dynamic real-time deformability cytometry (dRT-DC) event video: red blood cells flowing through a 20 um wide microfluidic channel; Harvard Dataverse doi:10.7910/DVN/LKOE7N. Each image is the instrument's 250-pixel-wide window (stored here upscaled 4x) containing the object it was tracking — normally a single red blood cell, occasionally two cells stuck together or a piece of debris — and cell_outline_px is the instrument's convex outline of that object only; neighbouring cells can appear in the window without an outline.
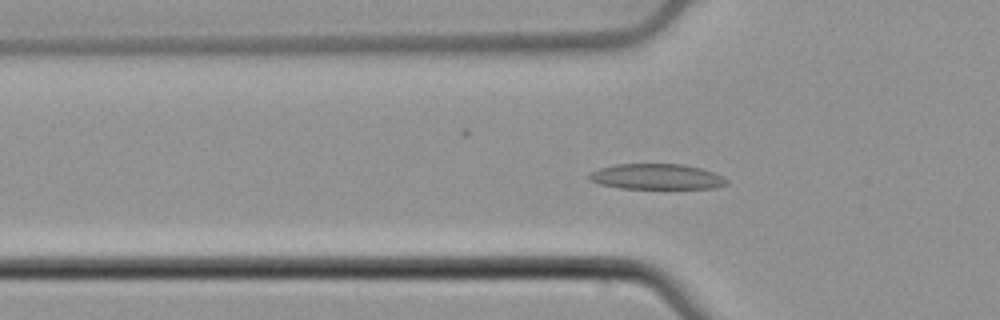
{"species": "common noctule bat (a hibernating species)", "species_latin": "Nyctalus noctula", "temperature_condition": "cold", "stored_images_in_passage": 40, "camera_frame_rate_fps": 3000, "um_per_image_px": 0.085, "animal": {"sex": "male", "body_mass_g": 21.5, "forearm_length_mm": 52.0}, "frame": {"image": 1, "passage_image": 4, "time_ms": 1.0, "image_size_px": [1000, 320], "cell_outline_px": [[728, 184], [716, 188], [620, 188], [600, 184], [588, 180], [588, 176], [592, 172], [600, 168], [612, 164], [684, 164], [700, 168], [712, 172], [728, 180]], "centroid_in_image_um": [55.79, 15.01], "position_along_channel_um": 70.0, "area_um2": 20.35}}
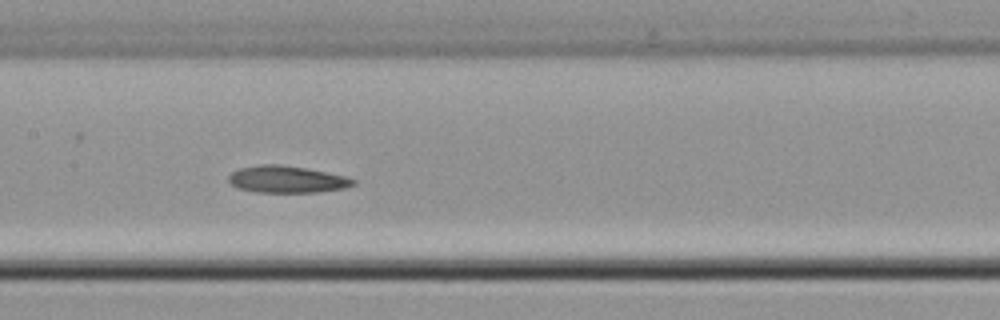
{"frame": {"image": 2, "passage_image": 13, "time_ms": 4.0, "image_size_px": [1000, 320], "cell_outline_px": [[356, 184], [344, 188], [316, 192], [256, 192], [236, 188], [228, 180], [228, 176], [232, 172], [240, 168], [260, 164], [280, 164], [304, 168], [344, 176], [356, 180]], "centroid_in_image_um": [24.34, 15.25], "position_along_channel_um": 183.1, "area_um2": 19.42}}
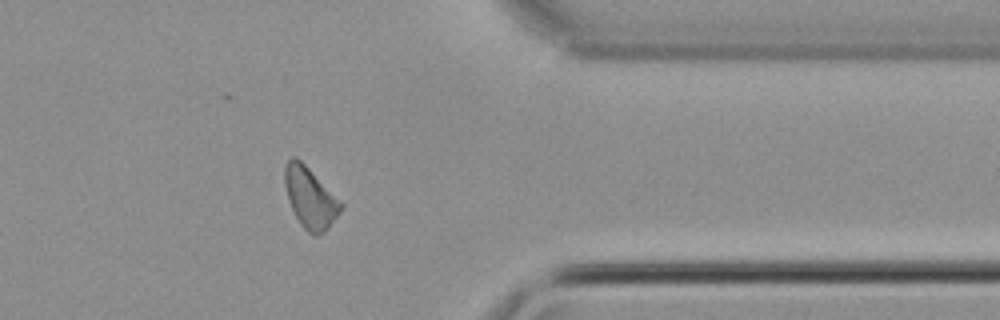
{"frame": {"image": 3, "passage_image": 30, "time_ms": 9.667, "image_size_px": [1000, 320], "cell_outline_px": [[344, 204], [340, 212], [324, 232], [316, 236], [308, 232], [300, 224], [288, 200], [284, 184], [284, 168], [288, 160], [292, 156], [296, 156]], "centroid_in_image_um": [26.34, 16.81], "position_along_channel_um": 385.1, "area_um2": 19.59}, "authors_computed_cell_mechanics": {"area_um2": 19.4786, "velocity_mm_per_s": 3.8049, "shape_relaxation_time_tau1_ms": 3.8988, "shape_relaxation_time_tau2_ms": 4.6691, "deformation_change_tau1": 0.0776, "deformation_change_tau2": 0.1408}}